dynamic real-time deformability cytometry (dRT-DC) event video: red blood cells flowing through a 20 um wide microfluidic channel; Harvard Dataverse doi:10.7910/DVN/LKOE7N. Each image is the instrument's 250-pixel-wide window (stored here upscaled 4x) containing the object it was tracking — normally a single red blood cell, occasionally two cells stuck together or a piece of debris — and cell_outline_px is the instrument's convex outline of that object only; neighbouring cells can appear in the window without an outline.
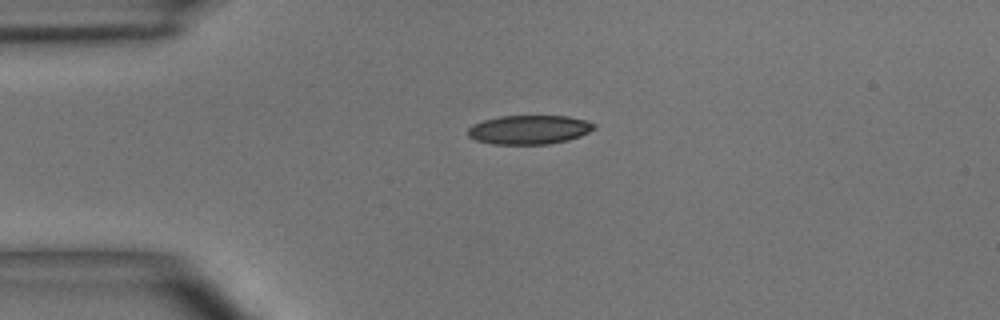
{"species": "common noctule bat (a hibernating species)", "species_latin": "Nyctalus noctula", "temperature_condition": "room temperature", "stored_images_in_passage": 4, "camera_frame_rate_fps": 3000, "um_per_image_px": 0.085, "animal": {"sex": "male", "body_mass_g": 15.6}, "frame": {"image": 1, "passage_image": 1, "time_ms": 0.0, "image_size_px": [1000, 320], "cell_outline_px": [[596, 128], [580, 136], [568, 140], [548, 144], [492, 144], [476, 140], [468, 136], [468, 128], [472, 124], [484, 120], [500, 116], [568, 116], [584, 120], [596, 124]], "centroid_in_image_um": [44.97, 11.02], "position_along_channel_um": 40.0, "area_um2": 21.33}}
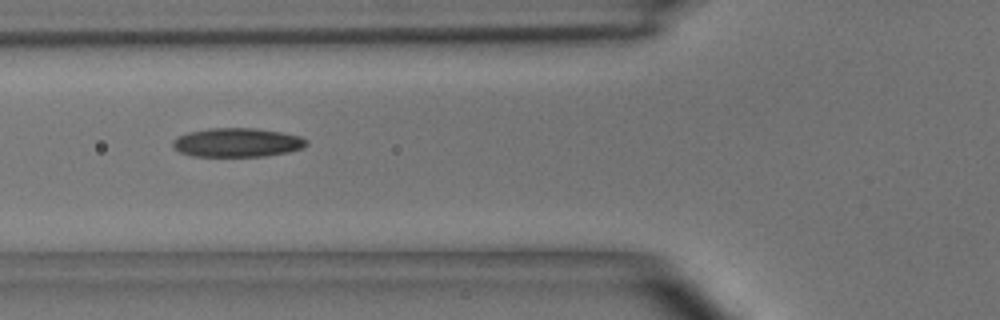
{"frame": {"image": 2, "passage_image": 3, "time_ms": 2.333, "image_size_px": [1000, 320], "cell_outline_px": [[308, 144], [300, 148], [288, 152], [264, 156], [192, 156], [180, 152], [172, 148], [172, 140], [176, 136], [188, 132], [208, 128], [256, 128], [280, 132], [300, 136], [308, 140]], "centroid_in_image_um": [20.11, 12.11], "position_along_channel_um": 105.7, "area_um2": 22.66}}